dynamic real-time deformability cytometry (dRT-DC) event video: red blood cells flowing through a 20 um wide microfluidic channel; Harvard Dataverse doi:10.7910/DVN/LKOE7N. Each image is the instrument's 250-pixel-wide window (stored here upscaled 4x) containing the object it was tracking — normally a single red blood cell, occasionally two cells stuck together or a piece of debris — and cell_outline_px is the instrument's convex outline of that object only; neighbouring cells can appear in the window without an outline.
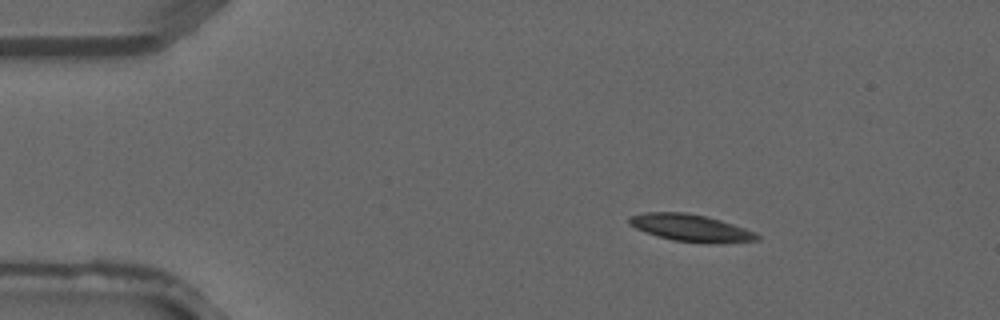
{"species": "common noctule bat (a hibernating species)", "species_latin": "Nyctalus noctula", "temperature_condition": "warm", "stored_images_in_passage": 2, "camera_frame_rate_fps": 3000, "um_per_image_px": 0.085, "animal": {"sex": "male", "forearm_length_mm": 52.5}, "frame": {"image": 1, "passage_image": 1, "time_ms": 0.0, "image_size_px": [1000, 320], "cell_outline_px": [[760, 240], [712, 244], [708, 244], [672, 240], [636, 228], [628, 224], [628, 216], [644, 212], [684, 212], [704, 216], [720, 220], [756, 232], [760, 236]], "centroid_in_image_um": [58.73, 19.38], "position_along_channel_um": 26.3, "area_um2": 20.17}}